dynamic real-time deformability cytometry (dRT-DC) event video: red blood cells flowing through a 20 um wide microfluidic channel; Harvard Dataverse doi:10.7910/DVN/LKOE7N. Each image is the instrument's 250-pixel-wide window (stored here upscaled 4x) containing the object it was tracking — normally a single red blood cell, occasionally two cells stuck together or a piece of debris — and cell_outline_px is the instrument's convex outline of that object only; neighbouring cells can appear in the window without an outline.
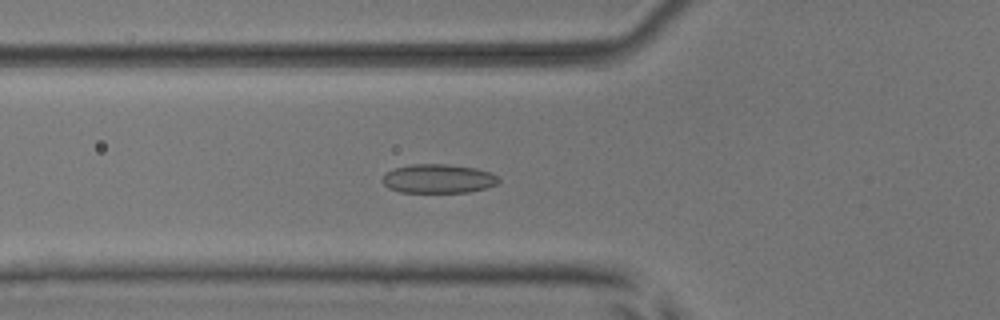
{"species": "common noctule bat (a hibernating species)", "species_latin": "Nyctalus noctula", "temperature_condition": "room temperature", "stored_images_in_passage": 54, "camera_frame_rate_fps": 3000, "um_per_image_px": 0.085, "animal": {"sex": "male", "body_mass_g": 17.9, "forearm_length_mm": 54.2}, "frame": {"image": 1, "passage_image": 20, "time_ms": 6.333, "image_size_px": [1000, 320], "cell_outline_px": [[500, 180], [496, 184], [484, 188], [468, 192], [400, 192], [388, 188], [384, 184], [384, 176], [388, 172], [396, 168], [412, 164], [448, 164], [476, 168], [492, 172], [500, 176]], "centroid_in_image_um": [37.31, 15.18], "position_along_channel_um": 88.5, "area_um2": 19.54}}
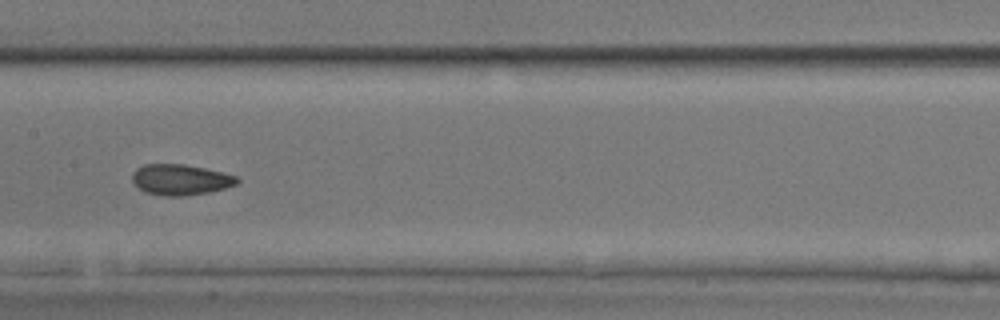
{"frame": {"image": 2, "passage_image": 28, "time_ms": 9.0, "image_size_px": [1000, 320], "cell_outline_px": [[240, 180], [236, 184], [224, 188], [208, 192], [184, 196], [164, 196], [144, 192], [132, 180], [132, 172], [136, 168], [144, 164], [184, 164], [204, 168], [236, 176]], "centroid_in_image_um": [15.31, 15.27], "position_along_channel_um": 192.1, "area_um2": 18.67}}
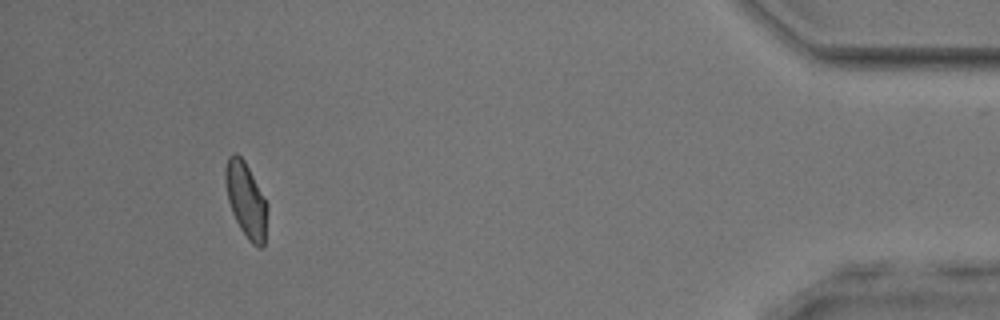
{"frame": {"image": 3, "passage_image": 50, "time_ms": 16.333, "image_size_px": [1000, 320], "cell_outline_px": [[268, 208], [264, 244], [260, 248], [252, 244], [248, 240], [240, 228], [232, 212], [228, 200], [224, 180], [224, 172], [228, 156], [232, 152], [236, 152], [244, 160], [268, 204]], "centroid_in_image_um": [20.9, 16.98], "position_along_channel_um": 414.3, "area_um2": 18.38}, "authors_computed_cell_mechanics": {"area_um2": 18.785, "velocity_mm_per_s": 3.8842, "shape_relaxation_time_tau1_ms": 8.9909, "shape_relaxation_time_tau2_ms": 2.1977, "deformation_change_tau1": 0.1768, "deformation_change_tau2": 0.0656}}